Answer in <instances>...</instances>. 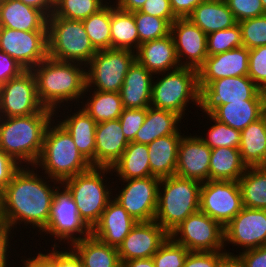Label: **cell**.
<instances>
[{
    "instance_id": "obj_1",
    "label": "cell",
    "mask_w": 266,
    "mask_h": 267,
    "mask_svg": "<svg viewBox=\"0 0 266 267\" xmlns=\"http://www.w3.org/2000/svg\"><path fill=\"white\" fill-rule=\"evenodd\" d=\"M40 171L34 166H22L13 175L0 193V217L13 233L21 224H24L23 228L29 225L30 231L32 226L43 240L45 235L41 232L48 225L54 192L61 182Z\"/></svg>"
},
{
    "instance_id": "obj_2",
    "label": "cell",
    "mask_w": 266,
    "mask_h": 267,
    "mask_svg": "<svg viewBox=\"0 0 266 267\" xmlns=\"http://www.w3.org/2000/svg\"><path fill=\"white\" fill-rule=\"evenodd\" d=\"M31 71L35 75L38 98L46 109L55 112L63 106H73L69 104L80 105L86 88L85 65L48 56Z\"/></svg>"
},
{
    "instance_id": "obj_3",
    "label": "cell",
    "mask_w": 266,
    "mask_h": 267,
    "mask_svg": "<svg viewBox=\"0 0 266 267\" xmlns=\"http://www.w3.org/2000/svg\"><path fill=\"white\" fill-rule=\"evenodd\" d=\"M54 113L0 117V149L21 166H35Z\"/></svg>"
},
{
    "instance_id": "obj_4",
    "label": "cell",
    "mask_w": 266,
    "mask_h": 267,
    "mask_svg": "<svg viewBox=\"0 0 266 267\" xmlns=\"http://www.w3.org/2000/svg\"><path fill=\"white\" fill-rule=\"evenodd\" d=\"M34 167L62 183L92 165L77 149L69 132L53 118L45 130L42 152Z\"/></svg>"
},
{
    "instance_id": "obj_5",
    "label": "cell",
    "mask_w": 266,
    "mask_h": 267,
    "mask_svg": "<svg viewBox=\"0 0 266 267\" xmlns=\"http://www.w3.org/2000/svg\"><path fill=\"white\" fill-rule=\"evenodd\" d=\"M202 183L176 175L160 179L155 221L170 234L189 215L199 211Z\"/></svg>"
},
{
    "instance_id": "obj_6",
    "label": "cell",
    "mask_w": 266,
    "mask_h": 267,
    "mask_svg": "<svg viewBox=\"0 0 266 267\" xmlns=\"http://www.w3.org/2000/svg\"><path fill=\"white\" fill-rule=\"evenodd\" d=\"M107 174L112 178L111 168L92 166L61 183L71 193L80 217L91 229L100 220L108 202L113 198V186L107 180L110 179Z\"/></svg>"
},
{
    "instance_id": "obj_7",
    "label": "cell",
    "mask_w": 266,
    "mask_h": 267,
    "mask_svg": "<svg viewBox=\"0 0 266 267\" xmlns=\"http://www.w3.org/2000/svg\"><path fill=\"white\" fill-rule=\"evenodd\" d=\"M155 75L150 106L174 112L182 119L188 114L186 111L189 104L199 108L200 89L197 69L181 66Z\"/></svg>"
},
{
    "instance_id": "obj_8",
    "label": "cell",
    "mask_w": 266,
    "mask_h": 267,
    "mask_svg": "<svg viewBox=\"0 0 266 267\" xmlns=\"http://www.w3.org/2000/svg\"><path fill=\"white\" fill-rule=\"evenodd\" d=\"M48 56L50 58L87 65L97 50L91 44L82 20H70L56 15L47 21Z\"/></svg>"
},
{
    "instance_id": "obj_9",
    "label": "cell",
    "mask_w": 266,
    "mask_h": 267,
    "mask_svg": "<svg viewBox=\"0 0 266 267\" xmlns=\"http://www.w3.org/2000/svg\"><path fill=\"white\" fill-rule=\"evenodd\" d=\"M41 233L47 234L46 236L50 234L51 240L53 238L54 244L51 247H59L61 244L71 246L91 235V228L80 217L71 193L63 184L54 192L49 222Z\"/></svg>"
},
{
    "instance_id": "obj_10",
    "label": "cell",
    "mask_w": 266,
    "mask_h": 267,
    "mask_svg": "<svg viewBox=\"0 0 266 267\" xmlns=\"http://www.w3.org/2000/svg\"><path fill=\"white\" fill-rule=\"evenodd\" d=\"M136 52L105 49L95 53L86 65V88L103 92H120Z\"/></svg>"
},
{
    "instance_id": "obj_11",
    "label": "cell",
    "mask_w": 266,
    "mask_h": 267,
    "mask_svg": "<svg viewBox=\"0 0 266 267\" xmlns=\"http://www.w3.org/2000/svg\"><path fill=\"white\" fill-rule=\"evenodd\" d=\"M114 179H116V181L111 182L114 186L116 185L115 188L113 186V190L116 193L113 194V199L137 222L153 221L158 206V187L160 179L155 176L136 179H119L121 181L120 187L117 182L118 179Z\"/></svg>"
},
{
    "instance_id": "obj_12",
    "label": "cell",
    "mask_w": 266,
    "mask_h": 267,
    "mask_svg": "<svg viewBox=\"0 0 266 267\" xmlns=\"http://www.w3.org/2000/svg\"><path fill=\"white\" fill-rule=\"evenodd\" d=\"M169 236L189 251H225L224 227L201 211L189 215Z\"/></svg>"
},
{
    "instance_id": "obj_13",
    "label": "cell",
    "mask_w": 266,
    "mask_h": 267,
    "mask_svg": "<svg viewBox=\"0 0 266 267\" xmlns=\"http://www.w3.org/2000/svg\"><path fill=\"white\" fill-rule=\"evenodd\" d=\"M199 111L211 114L220 105L242 100H266L262 91L248 76L226 77L199 86Z\"/></svg>"
},
{
    "instance_id": "obj_14",
    "label": "cell",
    "mask_w": 266,
    "mask_h": 267,
    "mask_svg": "<svg viewBox=\"0 0 266 267\" xmlns=\"http://www.w3.org/2000/svg\"><path fill=\"white\" fill-rule=\"evenodd\" d=\"M34 113H54L46 109L37 94L35 75L25 70L0 86V117L27 116Z\"/></svg>"
},
{
    "instance_id": "obj_15",
    "label": "cell",
    "mask_w": 266,
    "mask_h": 267,
    "mask_svg": "<svg viewBox=\"0 0 266 267\" xmlns=\"http://www.w3.org/2000/svg\"><path fill=\"white\" fill-rule=\"evenodd\" d=\"M243 208L238 181L208 180L200 189L199 211L226 226Z\"/></svg>"
},
{
    "instance_id": "obj_16",
    "label": "cell",
    "mask_w": 266,
    "mask_h": 267,
    "mask_svg": "<svg viewBox=\"0 0 266 267\" xmlns=\"http://www.w3.org/2000/svg\"><path fill=\"white\" fill-rule=\"evenodd\" d=\"M0 50L25 70H32L48 57L47 31H19L0 28Z\"/></svg>"
},
{
    "instance_id": "obj_17",
    "label": "cell",
    "mask_w": 266,
    "mask_h": 267,
    "mask_svg": "<svg viewBox=\"0 0 266 267\" xmlns=\"http://www.w3.org/2000/svg\"><path fill=\"white\" fill-rule=\"evenodd\" d=\"M238 246L242 252L266 245V209L242 210L224 226V246Z\"/></svg>"
},
{
    "instance_id": "obj_18",
    "label": "cell",
    "mask_w": 266,
    "mask_h": 267,
    "mask_svg": "<svg viewBox=\"0 0 266 267\" xmlns=\"http://www.w3.org/2000/svg\"><path fill=\"white\" fill-rule=\"evenodd\" d=\"M178 61L198 69L207 58V34L188 18H177L170 26Z\"/></svg>"
},
{
    "instance_id": "obj_19",
    "label": "cell",
    "mask_w": 266,
    "mask_h": 267,
    "mask_svg": "<svg viewBox=\"0 0 266 267\" xmlns=\"http://www.w3.org/2000/svg\"><path fill=\"white\" fill-rule=\"evenodd\" d=\"M169 234L155 221L137 222L118 247L123 264L133 259L152 258Z\"/></svg>"
},
{
    "instance_id": "obj_20",
    "label": "cell",
    "mask_w": 266,
    "mask_h": 267,
    "mask_svg": "<svg viewBox=\"0 0 266 267\" xmlns=\"http://www.w3.org/2000/svg\"><path fill=\"white\" fill-rule=\"evenodd\" d=\"M194 134H184L179 142L175 175L204 183L209 180L211 148Z\"/></svg>"
},
{
    "instance_id": "obj_21",
    "label": "cell",
    "mask_w": 266,
    "mask_h": 267,
    "mask_svg": "<svg viewBox=\"0 0 266 267\" xmlns=\"http://www.w3.org/2000/svg\"><path fill=\"white\" fill-rule=\"evenodd\" d=\"M248 64L249 49L244 46L207 56L197 69L198 85L206 86L220 78L248 76Z\"/></svg>"
},
{
    "instance_id": "obj_22",
    "label": "cell",
    "mask_w": 266,
    "mask_h": 267,
    "mask_svg": "<svg viewBox=\"0 0 266 267\" xmlns=\"http://www.w3.org/2000/svg\"><path fill=\"white\" fill-rule=\"evenodd\" d=\"M66 107H62L63 113L61 111V108L59 110H56L54 112V118L69 132V134L72 136L73 141L75 142L77 149L91 163V165L95 167V131L97 123L79 105L78 107L75 106V108H73V106ZM69 107H72L74 111H72V108L68 109ZM59 112L61 113L59 114ZM61 114L64 116V118ZM58 117L59 119H57Z\"/></svg>"
},
{
    "instance_id": "obj_23",
    "label": "cell",
    "mask_w": 266,
    "mask_h": 267,
    "mask_svg": "<svg viewBox=\"0 0 266 267\" xmlns=\"http://www.w3.org/2000/svg\"><path fill=\"white\" fill-rule=\"evenodd\" d=\"M137 221L113 198L108 202L91 234L112 247L118 248Z\"/></svg>"
},
{
    "instance_id": "obj_24",
    "label": "cell",
    "mask_w": 266,
    "mask_h": 267,
    "mask_svg": "<svg viewBox=\"0 0 266 267\" xmlns=\"http://www.w3.org/2000/svg\"><path fill=\"white\" fill-rule=\"evenodd\" d=\"M129 141L122 132L119 119L96 124L95 167L112 168L120 159Z\"/></svg>"
},
{
    "instance_id": "obj_25",
    "label": "cell",
    "mask_w": 266,
    "mask_h": 267,
    "mask_svg": "<svg viewBox=\"0 0 266 267\" xmlns=\"http://www.w3.org/2000/svg\"><path fill=\"white\" fill-rule=\"evenodd\" d=\"M136 60L154 75L181 67L171 34L140 44Z\"/></svg>"
},
{
    "instance_id": "obj_26",
    "label": "cell",
    "mask_w": 266,
    "mask_h": 267,
    "mask_svg": "<svg viewBox=\"0 0 266 267\" xmlns=\"http://www.w3.org/2000/svg\"><path fill=\"white\" fill-rule=\"evenodd\" d=\"M48 17L20 0H0V28L47 31Z\"/></svg>"
},
{
    "instance_id": "obj_27",
    "label": "cell",
    "mask_w": 266,
    "mask_h": 267,
    "mask_svg": "<svg viewBox=\"0 0 266 267\" xmlns=\"http://www.w3.org/2000/svg\"><path fill=\"white\" fill-rule=\"evenodd\" d=\"M154 74L149 72L137 60L131 65L120 90L124 108H148Z\"/></svg>"
},
{
    "instance_id": "obj_28",
    "label": "cell",
    "mask_w": 266,
    "mask_h": 267,
    "mask_svg": "<svg viewBox=\"0 0 266 267\" xmlns=\"http://www.w3.org/2000/svg\"><path fill=\"white\" fill-rule=\"evenodd\" d=\"M182 118L171 111L158 109L152 106L147 108L146 118L136 133L134 142L148 145L155 139L171 134L182 133L180 126ZM180 123V124H179Z\"/></svg>"
},
{
    "instance_id": "obj_29",
    "label": "cell",
    "mask_w": 266,
    "mask_h": 267,
    "mask_svg": "<svg viewBox=\"0 0 266 267\" xmlns=\"http://www.w3.org/2000/svg\"><path fill=\"white\" fill-rule=\"evenodd\" d=\"M183 135L159 137L147 145L152 176L161 179L175 175L178 145Z\"/></svg>"
},
{
    "instance_id": "obj_30",
    "label": "cell",
    "mask_w": 266,
    "mask_h": 267,
    "mask_svg": "<svg viewBox=\"0 0 266 267\" xmlns=\"http://www.w3.org/2000/svg\"><path fill=\"white\" fill-rule=\"evenodd\" d=\"M187 18L207 35L238 23L225 0H206Z\"/></svg>"
},
{
    "instance_id": "obj_31",
    "label": "cell",
    "mask_w": 266,
    "mask_h": 267,
    "mask_svg": "<svg viewBox=\"0 0 266 267\" xmlns=\"http://www.w3.org/2000/svg\"><path fill=\"white\" fill-rule=\"evenodd\" d=\"M266 110V100H242L220 105L211 115L218 121L242 131L260 119Z\"/></svg>"
},
{
    "instance_id": "obj_32",
    "label": "cell",
    "mask_w": 266,
    "mask_h": 267,
    "mask_svg": "<svg viewBox=\"0 0 266 267\" xmlns=\"http://www.w3.org/2000/svg\"><path fill=\"white\" fill-rule=\"evenodd\" d=\"M238 149L247 167L266 166L265 112L241 131Z\"/></svg>"
},
{
    "instance_id": "obj_33",
    "label": "cell",
    "mask_w": 266,
    "mask_h": 267,
    "mask_svg": "<svg viewBox=\"0 0 266 267\" xmlns=\"http://www.w3.org/2000/svg\"><path fill=\"white\" fill-rule=\"evenodd\" d=\"M85 267H122L118 248L112 247L92 234L70 246Z\"/></svg>"
},
{
    "instance_id": "obj_34",
    "label": "cell",
    "mask_w": 266,
    "mask_h": 267,
    "mask_svg": "<svg viewBox=\"0 0 266 267\" xmlns=\"http://www.w3.org/2000/svg\"><path fill=\"white\" fill-rule=\"evenodd\" d=\"M112 173L118 179H136L150 177L148 146L131 141L121 155L120 159L112 166Z\"/></svg>"
},
{
    "instance_id": "obj_35",
    "label": "cell",
    "mask_w": 266,
    "mask_h": 267,
    "mask_svg": "<svg viewBox=\"0 0 266 267\" xmlns=\"http://www.w3.org/2000/svg\"><path fill=\"white\" fill-rule=\"evenodd\" d=\"M246 169L238 148L211 149L209 180L238 181Z\"/></svg>"
},
{
    "instance_id": "obj_36",
    "label": "cell",
    "mask_w": 266,
    "mask_h": 267,
    "mask_svg": "<svg viewBox=\"0 0 266 267\" xmlns=\"http://www.w3.org/2000/svg\"><path fill=\"white\" fill-rule=\"evenodd\" d=\"M88 92L89 94H87ZM87 97L88 99H86ZM83 98L79 106L82 107L96 123L119 119L124 109L119 92H103L85 89Z\"/></svg>"
},
{
    "instance_id": "obj_37",
    "label": "cell",
    "mask_w": 266,
    "mask_h": 267,
    "mask_svg": "<svg viewBox=\"0 0 266 267\" xmlns=\"http://www.w3.org/2000/svg\"><path fill=\"white\" fill-rule=\"evenodd\" d=\"M111 48L136 52L139 48V36L134 12L120 10L111 5Z\"/></svg>"
},
{
    "instance_id": "obj_38",
    "label": "cell",
    "mask_w": 266,
    "mask_h": 267,
    "mask_svg": "<svg viewBox=\"0 0 266 267\" xmlns=\"http://www.w3.org/2000/svg\"><path fill=\"white\" fill-rule=\"evenodd\" d=\"M238 183L243 207L266 209V166L247 167Z\"/></svg>"
},
{
    "instance_id": "obj_39",
    "label": "cell",
    "mask_w": 266,
    "mask_h": 267,
    "mask_svg": "<svg viewBox=\"0 0 266 267\" xmlns=\"http://www.w3.org/2000/svg\"><path fill=\"white\" fill-rule=\"evenodd\" d=\"M111 4L110 0L102 9L82 20L91 44L97 51L111 48Z\"/></svg>"
},
{
    "instance_id": "obj_40",
    "label": "cell",
    "mask_w": 266,
    "mask_h": 267,
    "mask_svg": "<svg viewBox=\"0 0 266 267\" xmlns=\"http://www.w3.org/2000/svg\"><path fill=\"white\" fill-rule=\"evenodd\" d=\"M207 120L209 119V124L212 123L210 127H208L206 131L208 133H204L203 136L198 134L199 138L207 144L211 149H215L218 147H230V148H239L240 145V135L241 131L234 129L225 123H222L215 119L211 114L206 115ZM211 120V121H210Z\"/></svg>"
},
{
    "instance_id": "obj_41",
    "label": "cell",
    "mask_w": 266,
    "mask_h": 267,
    "mask_svg": "<svg viewBox=\"0 0 266 267\" xmlns=\"http://www.w3.org/2000/svg\"><path fill=\"white\" fill-rule=\"evenodd\" d=\"M110 0H55L52 15L70 20H83L102 9Z\"/></svg>"
},
{
    "instance_id": "obj_42",
    "label": "cell",
    "mask_w": 266,
    "mask_h": 267,
    "mask_svg": "<svg viewBox=\"0 0 266 267\" xmlns=\"http://www.w3.org/2000/svg\"><path fill=\"white\" fill-rule=\"evenodd\" d=\"M140 44L163 38L170 34V24L160 17H154L140 11L134 12Z\"/></svg>"
},
{
    "instance_id": "obj_43",
    "label": "cell",
    "mask_w": 266,
    "mask_h": 267,
    "mask_svg": "<svg viewBox=\"0 0 266 267\" xmlns=\"http://www.w3.org/2000/svg\"><path fill=\"white\" fill-rule=\"evenodd\" d=\"M243 46L241 28L237 23L233 27L222 29L207 35V54L212 56Z\"/></svg>"
},
{
    "instance_id": "obj_44",
    "label": "cell",
    "mask_w": 266,
    "mask_h": 267,
    "mask_svg": "<svg viewBox=\"0 0 266 267\" xmlns=\"http://www.w3.org/2000/svg\"><path fill=\"white\" fill-rule=\"evenodd\" d=\"M188 253L185 246L176 243L169 236L152 259L155 267H183Z\"/></svg>"
},
{
    "instance_id": "obj_45",
    "label": "cell",
    "mask_w": 266,
    "mask_h": 267,
    "mask_svg": "<svg viewBox=\"0 0 266 267\" xmlns=\"http://www.w3.org/2000/svg\"><path fill=\"white\" fill-rule=\"evenodd\" d=\"M243 46L249 50L266 46V14L238 22Z\"/></svg>"
},
{
    "instance_id": "obj_46",
    "label": "cell",
    "mask_w": 266,
    "mask_h": 267,
    "mask_svg": "<svg viewBox=\"0 0 266 267\" xmlns=\"http://www.w3.org/2000/svg\"><path fill=\"white\" fill-rule=\"evenodd\" d=\"M248 77L266 92V46L249 50Z\"/></svg>"
},
{
    "instance_id": "obj_47",
    "label": "cell",
    "mask_w": 266,
    "mask_h": 267,
    "mask_svg": "<svg viewBox=\"0 0 266 267\" xmlns=\"http://www.w3.org/2000/svg\"><path fill=\"white\" fill-rule=\"evenodd\" d=\"M147 108H124L119 121L126 139L131 142L145 121Z\"/></svg>"
},
{
    "instance_id": "obj_48",
    "label": "cell",
    "mask_w": 266,
    "mask_h": 267,
    "mask_svg": "<svg viewBox=\"0 0 266 267\" xmlns=\"http://www.w3.org/2000/svg\"><path fill=\"white\" fill-rule=\"evenodd\" d=\"M237 22L266 14L261 0H225Z\"/></svg>"
},
{
    "instance_id": "obj_49",
    "label": "cell",
    "mask_w": 266,
    "mask_h": 267,
    "mask_svg": "<svg viewBox=\"0 0 266 267\" xmlns=\"http://www.w3.org/2000/svg\"><path fill=\"white\" fill-rule=\"evenodd\" d=\"M61 246H53L47 249L45 253L38 251V253L52 266V267H76V252L69 246L67 248ZM59 248V249H58ZM62 249V250H60Z\"/></svg>"
},
{
    "instance_id": "obj_50",
    "label": "cell",
    "mask_w": 266,
    "mask_h": 267,
    "mask_svg": "<svg viewBox=\"0 0 266 267\" xmlns=\"http://www.w3.org/2000/svg\"><path fill=\"white\" fill-rule=\"evenodd\" d=\"M225 251H189L183 267H218Z\"/></svg>"
},
{
    "instance_id": "obj_51",
    "label": "cell",
    "mask_w": 266,
    "mask_h": 267,
    "mask_svg": "<svg viewBox=\"0 0 266 267\" xmlns=\"http://www.w3.org/2000/svg\"><path fill=\"white\" fill-rule=\"evenodd\" d=\"M140 12L165 19L170 25L177 19L171 8L170 0H147Z\"/></svg>"
},
{
    "instance_id": "obj_52",
    "label": "cell",
    "mask_w": 266,
    "mask_h": 267,
    "mask_svg": "<svg viewBox=\"0 0 266 267\" xmlns=\"http://www.w3.org/2000/svg\"><path fill=\"white\" fill-rule=\"evenodd\" d=\"M12 231L13 230H11L7 223L0 217V267L14 266V263H11L13 264L11 265V261L9 260L12 257L11 255H9L11 254V247L12 245L13 247L15 246L13 243L11 244L10 241L13 240L12 238H14V235L16 237V231L15 233H12Z\"/></svg>"
},
{
    "instance_id": "obj_53",
    "label": "cell",
    "mask_w": 266,
    "mask_h": 267,
    "mask_svg": "<svg viewBox=\"0 0 266 267\" xmlns=\"http://www.w3.org/2000/svg\"><path fill=\"white\" fill-rule=\"evenodd\" d=\"M230 249L231 248L227 250L225 248V252L228 255H237L242 261L244 267H266V245L243 252H241V250L239 249L237 250L239 251L238 254H235L234 251L233 253L230 252Z\"/></svg>"
},
{
    "instance_id": "obj_54",
    "label": "cell",
    "mask_w": 266,
    "mask_h": 267,
    "mask_svg": "<svg viewBox=\"0 0 266 267\" xmlns=\"http://www.w3.org/2000/svg\"><path fill=\"white\" fill-rule=\"evenodd\" d=\"M24 71L25 69L16 60L0 50V86Z\"/></svg>"
},
{
    "instance_id": "obj_55",
    "label": "cell",
    "mask_w": 266,
    "mask_h": 267,
    "mask_svg": "<svg viewBox=\"0 0 266 267\" xmlns=\"http://www.w3.org/2000/svg\"><path fill=\"white\" fill-rule=\"evenodd\" d=\"M22 166L0 149V193Z\"/></svg>"
},
{
    "instance_id": "obj_56",
    "label": "cell",
    "mask_w": 266,
    "mask_h": 267,
    "mask_svg": "<svg viewBox=\"0 0 266 267\" xmlns=\"http://www.w3.org/2000/svg\"><path fill=\"white\" fill-rule=\"evenodd\" d=\"M206 0H170L176 18H187L192 11Z\"/></svg>"
},
{
    "instance_id": "obj_57",
    "label": "cell",
    "mask_w": 266,
    "mask_h": 267,
    "mask_svg": "<svg viewBox=\"0 0 266 267\" xmlns=\"http://www.w3.org/2000/svg\"><path fill=\"white\" fill-rule=\"evenodd\" d=\"M26 5L37 8L42 11L47 17L53 14L55 8V0H20Z\"/></svg>"
},
{
    "instance_id": "obj_58",
    "label": "cell",
    "mask_w": 266,
    "mask_h": 267,
    "mask_svg": "<svg viewBox=\"0 0 266 267\" xmlns=\"http://www.w3.org/2000/svg\"><path fill=\"white\" fill-rule=\"evenodd\" d=\"M147 0H113L115 6L126 12L140 11Z\"/></svg>"
},
{
    "instance_id": "obj_59",
    "label": "cell",
    "mask_w": 266,
    "mask_h": 267,
    "mask_svg": "<svg viewBox=\"0 0 266 267\" xmlns=\"http://www.w3.org/2000/svg\"><path fill=\"white\" fill-rule=\"evenodd\" d=\"M35 255L28 258L21 256L20 258L23 257L21 259L23 265L18 264L19 267H52L39 253H35Z\"/></svg>"
},
{
    "instance_id": "obj_60",
    "label": "cell",
    "mask_w": 266,
    "mask_h": 267,
    "mask_svg": "<svg viewBox=\"0 0 266 267\" xmlns=\"http://www.w3.org/2000/svg\"><path fill=\"white\" fill-rule=\"evenodd\" d=\"M218 267H244L237 255L226 254L220 261Z\"/></svg>"
},
{
    "instance_id": "obj_61",
    "label": "cell",
    "mask_w": 266,
    "mask_h": 267,
    "mask_svg": "<svg viewBox=\"0 0 266 267\" xmlns=\"http://www.w3.org/2000/svg\"><path fill=\"white\" fill-rule=\"evenodd\" d=\"M122 267H155V265L152 258H142L126 261Z\"/></svg>"
},
{
    "instance_id": "obj_62",
    "label": "cell",
    "mask_w": 266,
    "mask_h": 267,
    "mask_svg": "<svg viewBox=\"0 0 266 267\" xmlns=\"http://www.w3.org/2000/svg\"><path fill=\"white\" fill-rule=\"evenodd\" d=\"M76 267H85L82 264L81 258L76 253Z\"/></svg>"
},
{
    "instance_id": "obj_63",
    "label": "cell",
    "mask_w": 266,
    "mask_h": 267,
    "mask_svg": "<svg viewBox=\"0 0 266 267\" xmlns=\"http://www.w3.org/2000/svg\"><path fill=\"white\" fill-rule=\"evenodd\" d=\"M262 4H263V9L266 13V0H261Z\"/></svg>"
},
{
    "instance_id": "obj_64",
    "label": "cell",
    "mask_w": 266,
    "mask_h": 267,
    "mask_svg": "<svg viewBox=\"0 0 266 267\" xmlns=\"http://www.w3.org/2000/svg\"><path fill=\"white\" fill-rule=\"evenodd\" d=\"M265 127H266V110H265Z\"/></svg>"
}]
</instances>
